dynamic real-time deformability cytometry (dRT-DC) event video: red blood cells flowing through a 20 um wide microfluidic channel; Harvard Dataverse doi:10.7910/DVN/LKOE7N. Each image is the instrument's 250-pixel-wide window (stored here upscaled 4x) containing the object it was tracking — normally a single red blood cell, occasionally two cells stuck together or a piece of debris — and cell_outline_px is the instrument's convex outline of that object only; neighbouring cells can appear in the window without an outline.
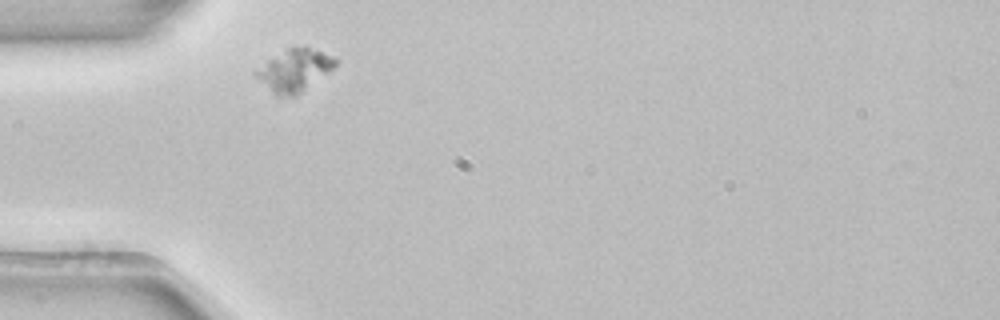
{"species": "common noctule bat (a hibernating species)", "species_latin": "Nyctalus noctula", "temperature_condition": "room temperature", "stored_images_in_passage": 36, "camera_frame_rate_fps": 3000, "um_per_image_px": 0.085, "animal": {"sex": "female", "body_mass_g": 22.7, "forearm_length_mm": 54.2}, "frame": {"image": 1, "passage_image": 1, "time_ms": 0.0, "image_size_px": [1000, 320], "cell_outline_px": [[340, 60], [332, 68], [296, 96], [276, 96], [252, 72], [268, 60], [288, 48], [304, 44], [336, 56]], "centroid_in_image_um": [25.07, 5.93], "position_along_channel_um": 59.9, "area_um2": 19.48}}